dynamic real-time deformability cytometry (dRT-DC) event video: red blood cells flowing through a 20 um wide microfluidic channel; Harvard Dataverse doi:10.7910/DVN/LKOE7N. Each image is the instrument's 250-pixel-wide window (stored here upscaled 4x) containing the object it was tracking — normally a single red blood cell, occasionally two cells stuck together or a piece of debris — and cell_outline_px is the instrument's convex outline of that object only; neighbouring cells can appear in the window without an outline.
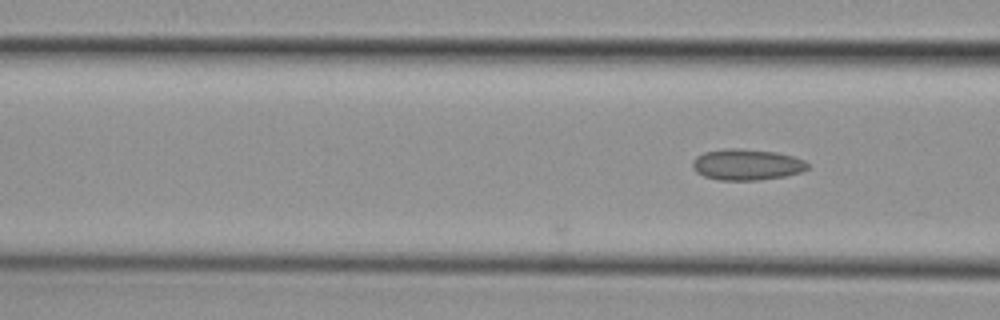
{"species": "common noctule bat (a hibernating species)", "species_latin": "Nyctalus noctula", "temperature_condition": "cold", "stored_images_in_passage": 3, "camera_frame_rate_fps": 3000, "um_per_image_px": 0.085, "animal": {"sex": "female", "body_mass_g": 29.2, "forearm_length_mm": 56.3}, "frame": {"image": 1, "passage_image": 3, "time_ms": 0.667, "image_size_px": [1000, 320], "cell_outline_px": [[808, 168], [800, 172], [784, 176], [760, 180], [720, 180], [704, 176], [696, 172], [692, 168], [692, 160], [696, 156], [704, 152], [724, 148], [736, 148], [776, 152], [792, 156], [804, 160], [808, 164]], "centroid_in_image_um": [63.43, 13.98], "position_along_channel_um": 103.2, "area_um2": 20.87}}